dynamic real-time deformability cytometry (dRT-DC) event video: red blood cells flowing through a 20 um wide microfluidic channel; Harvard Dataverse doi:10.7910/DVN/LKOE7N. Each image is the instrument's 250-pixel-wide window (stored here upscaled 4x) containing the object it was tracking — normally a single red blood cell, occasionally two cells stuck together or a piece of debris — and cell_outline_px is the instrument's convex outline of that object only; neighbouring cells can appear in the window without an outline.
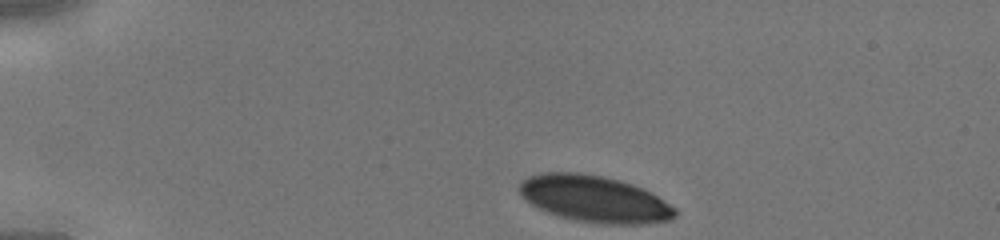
{"species": "human", "species_latin": "Homo sapiens", "temperature_condition": "cold", "stored_images_in_passage": 33, "camera_frame_rate_fps": 3000, "um_per_image_px": 0.085, "donor": {"sex": "male"}, "frame": {"image": 1, "passage_image": 1, "time_ms": 0.0, "image_size_px": [1000, 240], "cell_outline_px": [[676, 216], [672, 220], [644, 224], [600, 224], [576, 220], [560, 216], [548, 212], [532, 204], [520, 192], [520, 184], [528, 176], [544, 172], [580, 172], [604, 176], [620, 180], [632, 184], [652, 192], [676, 208]], "centroid_in_image_um": [50.59, 16.91], "position_along_channel_um": 34.4, "area_um2": 42.25}}
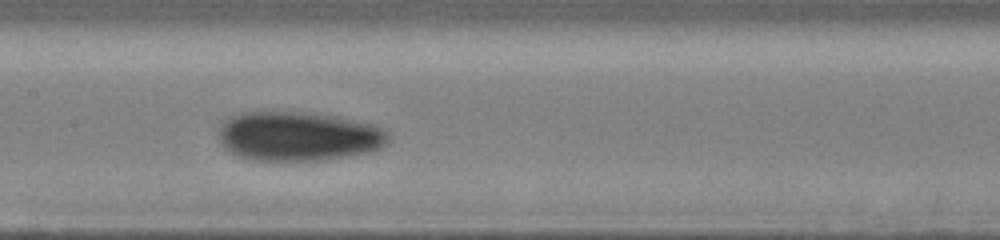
{"frame": {"image": 2, "passage_image": 15, "time_ms": 4.667, "image_size_px": [1000, 240], "cell_outline_px": [[388, 144], [380, 148], [368, 152], [352, 156], [320, 160], [252, 160], [228, 152], [220, 144], [216, 136], [220, 124], [224, 120], [240, 112], [312, 112], [340, 116], [372, 124], [384, 128], [388, 132]], "centroid_in_image_um": [25.34, 11.57], "position_along_channel_um": 182.1, "area_um2": 49.59}}
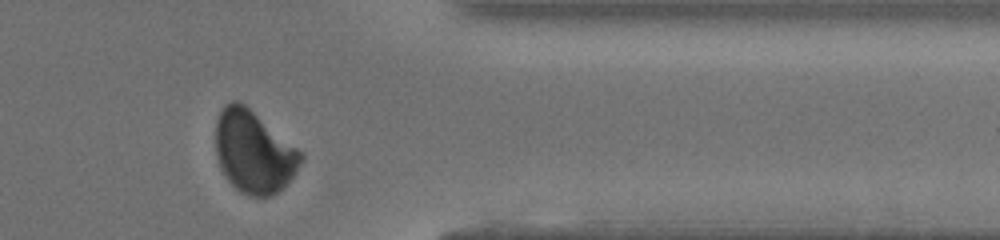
{"frame": {"image": 3, "passage_image": 29, "time_ms": 9.333, "image_size_px": [1000, 240], "cell_outline_px": [[304, 156], [296, 172], [276, 192], [268, 196], [252, 196], [240, 192], [228, 180], [220, 168], [216, 156], [216, 120], [224, 104], [232, 100], [236, 100], [244, 104], [296, 148]], "centroid_in_image_um": [21.52, 12.9], "position_along_channel_um": 389.9, "area_um2": 40.06}}